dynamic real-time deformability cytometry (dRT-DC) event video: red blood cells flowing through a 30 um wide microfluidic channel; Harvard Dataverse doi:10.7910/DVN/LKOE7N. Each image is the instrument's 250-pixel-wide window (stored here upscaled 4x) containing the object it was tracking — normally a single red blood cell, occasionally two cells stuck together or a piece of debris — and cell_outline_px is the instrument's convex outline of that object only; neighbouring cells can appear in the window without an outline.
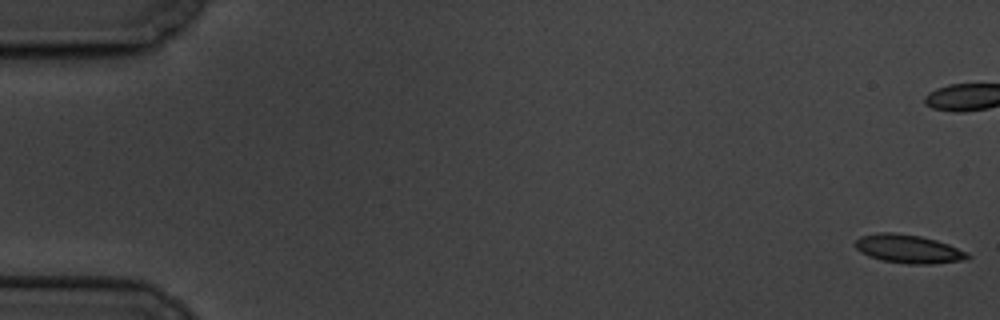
{"species": "common noctule bat (a hibernating species)", "species_latin": "Nyctalus noctula", "temperature_condition": "cold", "stored_images_in_passage": 17, "camera_frame_rate_fps": 3000, "um_per_image_px": 0.085, "animal": {"sex": "male", "body_mass_g": 19.5, "forearm_length_mm": 54.6}, "frame": {"image": 1, "passage_image": 1, "time_ms": 0.0, "image_size_px": [1000, 320], "cell_outline_px": [[972, 256], [964, 260], [932, 264], [908, 264], [880, 260], [868, 256], [860, 252], [856, 248], [856, 240], [860, 236], [880, 232], [896, 232], [920, 236], [936, 240], [948, 244], [968, 252]], "centroid_in_image_um": [77.22, 21.16], "position_along_channel_um": 7.8, "area_um2": 18.79}}
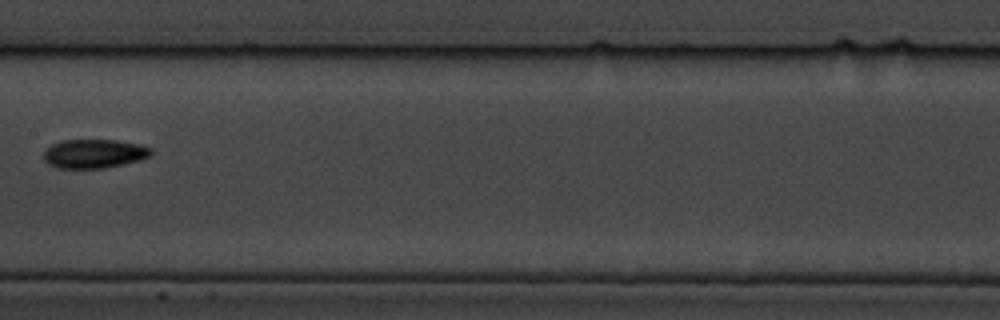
{"frame": {"image": 2, "passage_image": 10, "time_ms": 11.0, "image_size_px": [1000, 320], "cell_outline_px": [[152, 156], [140, 160], [124, 164], [104, 168], [60, 168], [48, 164], [44, 160], [44, 152], [52, 144], [60, 140], [116, 140], [140, 144], [152, 148]], "centroid_in_image_um": [8.03, 13.06], "position_along_channel_um": 199.4, "area_um2": 18.21}}
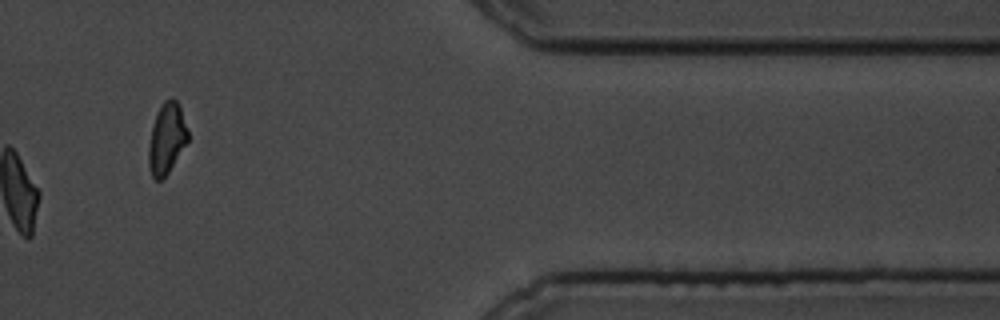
{"frame": {"image": 3, "passage_image": 15, "time_ms": 17.667, "image_size_px": [1000, 320], "cell_outline_px": [[188, 140], [168, 172], [160, 180], [156, 180], [152, 176], [148, 164], [148, 148], [152, 128], [156, 116], [164, 100], [172, 96], [180, 104], [188, 128]], "centroid_in_image_um": [14.18, 11.73], "position_along_channel_um": 397.2, "area_um2": 16.07}}